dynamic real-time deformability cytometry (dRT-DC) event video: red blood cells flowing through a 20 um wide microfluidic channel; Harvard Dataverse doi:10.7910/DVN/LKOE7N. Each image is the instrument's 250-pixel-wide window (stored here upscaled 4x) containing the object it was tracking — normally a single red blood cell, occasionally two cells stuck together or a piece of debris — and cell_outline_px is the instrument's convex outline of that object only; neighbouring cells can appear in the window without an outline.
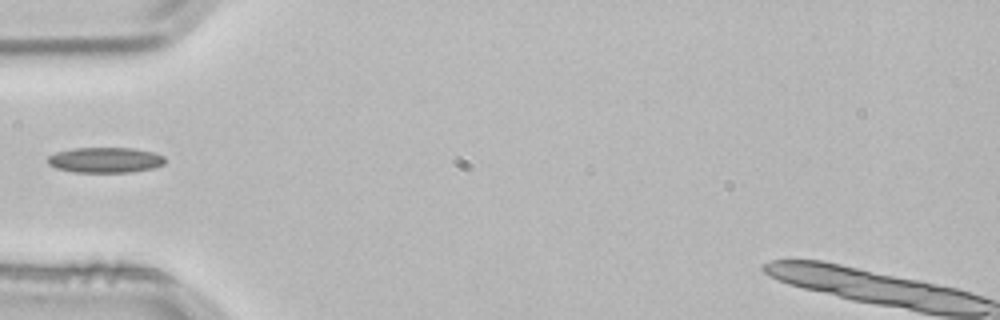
{"species": "common noctule bat (a hibernating species)", "species_latin": "Nyctalus noctula", "temperature_condition": "room temperature", "stored_images_in_passage": 1, "camera_frame_rate_fps": 3000, "um_per_image_px": 0.085, "animal": {"sex": "male", "body_mass_g": 21.5, "forearm_length_mm": 52.0}, "frame": {"image": 1, "passage_image": 1, "time_ms": 0.0, "image_size_px": [1000, 320], "cell_outline_px": [[164, 164], [152, 168], [132, 172], [76, 172], [56, 168], [48, 164], [48, 156], [56, 152], [72, 148], [132, 148], [152, 152], [164, 156]], "centroid_in_image_um": [8.93, 13.6], "position_along_channel_um": 76.1, "area_um2": 17.28}}